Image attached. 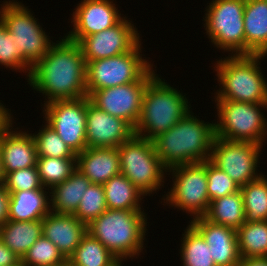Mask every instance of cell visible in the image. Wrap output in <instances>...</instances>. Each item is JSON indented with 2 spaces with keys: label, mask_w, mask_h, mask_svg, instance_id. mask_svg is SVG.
<instances>
[{
  "label": "cell",
  "mask_w": 267,
  "mask_h": 266,
  "mask_svg": "<svg viewBox=\"0 0 267 266\" xmlns=\"http://www.w3.org/2000/svg\"><path fill=\"white\" fill-rule=\"evenodd\" d=\"M56 42L32 67L28 84L47 96L45 103L86 97L87 63L79 43L66 36Z\"/></svg>",
  "instance_id": "obj_1"
},
{
  "label": "cell",
  "mask_w": 267,
  "mask_h": 266,
  "mask_svg": "<svg viewBox=\"0 0 267 266\" xmlns=\"http://www.w3.org/2000/svg\"><path fill=\"white\" fill-rule=\"evenodd\" d=\"M214 138V123H204L189 111L152 142L162 164L169 169L177 165L210 160Z\"/></svg>",
  "instance_id": "obj_2"
},
{
  "label": "cell",
  "mask_w": 267,
  "mask_h": 266,
  "mask_svg": "<svg viewBox=\"0 0 267 266\" xmlns=\"http://www.w3.org/2000/svg\"><path fill=\"white\" fill-rule=\"evenodd\" d=\"M146 215L144 210L107 209L87 225V232L122 263L144 249Z\"/></svg>",
  "instance_id": "obj_3"
},
{
  "label": "cell",
  "mask_w": 267,
  "mask_h": 266,
  "mask_svg": "<svg viewBox=\"0 0 267 266\" xmlns=\"http://www.w3.org/2000/svg\"><path fill=\"white\" fill-rule=\"evenodd\" d=\"M158 76L147 84L140 117L134 127L136 136L150 141L173 127L191 108L185 95Z\"/></svg>",
  "instance_id": "obj_4"
},
{
  "label": "cell",
  "mask_w": 267,
  "mask_h": 266,
  "mask_svg": "<svg viewBox=\"0 0 267 266\" xmlns=\"http://www.w3.org/2000/svg\"><path fill=\"white\" fill-rule=\"evenodd\" d=\"M264 56L266 55H231L218 60L215 71L222 86L214 99L267 103V81L259 66V60Z\"/></svg>",
  "instance_id": "obj_5"
},
{
  "label": "cell",
  "mask_w": 267,
  "mask_h": 266,
  "mask_svg": "<svg viewBox=\"0 0 267 266\" xmlns=\"http://www.w3.org/2000/svg\"><path fill=\"white\" fill-rule=\"evenodd\" d=\"M215 102L219 117V122L214 123L215 137L264 145L267 119L261 110L262 107L267 109V103L255 104L232 100H215Z\"/></svg>",
  "instance_id": "obj_6"
},
{
  "label": "cell",
  "mask_w": 267,
  "mask_h": 266,
  "mask_svg": "<svg viewBox=\"0 0 267 266\" xmlns=\"http://www.w3.org/2000/svg\"><path fill=\"white\" fill-rule=\"evenodd\" d=\"M118 152L121 174L142 193L147 196L163 186L164 172L168 169L157 156L152 141L134 134L118 147Z\"/></svg>",
  "instance_id": "obj_7"
},
{
  "label": "cell",
  "mask_w": 267,
  "mask_h": 266,
  "mask_svg": "<svg viewBox=\"0 0 267 266\" xmlns=\"http://www.w3.org/2000/svg\"><path fill=\"white\" fill-rule=\"evenodd\" d=\"M140 46L141 41L129 52L87 62V96L96 90L139 81L153 67L142 59Z\"/></svg>",
  "instance_id": "obj_8"
},
{
  "label": "cell",
  "mask_w": 267,
  "mask_h": 266,
  "mask_svg": "<svg viewBox=\"0 0 267 266\" xmlns=\"http://www.w3.org/2000/svg\"><path fill=\"white\" fill-rule=\"evenodd\" d=\"M244 6L245 0H212L204 19L211 42L235 56L245 55Z\"/></svg>",
  "instance_id": "obj_9"
},
{
  "label": "cell",
  "mask_w": 267,
  "mask_h": 266,
  "mask_svg": "<svg viewBox=\"0 0 267 266\" xmlns=\"http://www.w3.org/2000/svg\"><path fill=\"white\" fill-rule=\"evenodd\" d=\"M172 172L173 187L166 194V204L175 206L194 218L203 217L210 204L207 192V161L177 165L167 170Z\"/></svg>",
  "instance_id": "obj_10"
},
{
  "label": "cell",
  "mask_w": 267,
  "mask_h": 266,
  "mask_svg": "<svg viewBox=\"0 0 267 266\" xmlns=\"http://www.w3.org/2000/svg\"><path fill=\"white\" fill-rule=\"evenodd\" d=\"M1 6L0 18L14 36L15 47L34 66L49 52L54 43L49 40L48 35L24 4L9 0Z\"/></svg>",
  "instance_id": "obj_11"
},
{
  "label": "cell",
  "mask_w": 267,
  "mask_h": 266,
  "mask_svg": "<svg viewBox=\"0 0 267 266\" xmlns=\"http://www.w3.org/2000/svg\"><path fill=\"white\" fill-rule=\"evenodd\" d=\"M262 147L254 142L231 141L215 137L210 161L242 187L261 176L256 170H258Z\"/></svg>",
  "instance_id": "obj_12"
},
{
  "label": "cell",
  "mask_w": 267,
  "mask_h": 266,
  "mask_svg": "<svg viewBox=\"0 0 267 266\" xmlns=\"http://www.w3.org/2000/svg\"><path fill=\"white\" fill-rule=\"evenodd\" d=\"M45 120L77 155L87 148L86 97L44 103Z\"/></svg>",
  "instance_id": "obj_13"
},
{
  "label": "cell",
  "mask_w": 267,
  "mask_h": 266,
  "mask_svg": "<svg viewBox=\"0 0 267 266\" xmlns=\"http://www.w3.org/2000/svg\"><path fill=\"white\" fill-rule=\"evenodd\" d=\"M151 68L139 81L92 92L88 98L97 108L124 119L136 126L142 106V98L148 82L155 76Z\"/></svg>",
  "instance_id": "obj_14"
},
{
  "label": "cell",
  "mask_w": 267,
  "mask_h": 266,
  "mask_svg": "<svg viewBox=\"0 0 267 266\" xmlns=\"http://www.w3.org/2000/svg\"><path fill=\"white\" fill-rule=\"evenodd\" d=\"M139 37L131 21L123 17L114 27L85 36L79 45L87 63L129 52L140 42Z\"/></svg>",
  "instance_id": "obj_15"
},
{
  "label": "cell",
  "mask_w": 267,
  "mask_h": 266,
  "mask_svg": "<svg viewBox=\"0 0 267 266\" xmlns=\"http://www.w3.org/2000/svg\"><path fill=\"white\" fill-rule=\"evenodd\" d=\"M133 135L134 128L128 122L97 108L86 96L87 147H119Z\"/></svg>",
  "instance_id": "obj_16"
},
{
  "label": "cell",
  "mask_w": 267,
  "mask_h": 266,
  "mask_svg": "<svg viewBox=\"0 0 267 266\" xmlns=\"http://www.w3.org/2000/svg\"><path fill=\"white\" fill-rule=\"evenodd\" d=\"M111 0H83L74 9L73 29L66 36L79 43L85 36L114 27L123 18Z\"/></svg>",
  "instance_id": "obj_17"
},
{
  "label": "cell",
  "mask_w": 267,
  "mask_h": 266,
  "mask_svg": "<svg viewBox=\"0 0 267 266\" xmlns=\"http://www.w3.org/2000/svg\"><path fill=\"white\" fill-rule=\"evenodd\" d=\"M190 225L209 245L216 266H238L241 256L236 229L214 224L204 217L192 219Z\"/></svg>",
  "instance_id": "obj_18"
},
{
  "label": "cell",
  "mask_w": 267,
  "mask_h": 266,
  "mask_svg": "<svg viewBox=\"0 0 267 266\" xmlns=\"http://www.w3.org/2000/svg\"><path fill=\"white\" fill-rule=\"evenodd\" d=\"M12 122L0 133V159L4 176L15 170L36 166L37 162L36 143L32 134L12 131Z\"/></svg>",
  "instance_id": "obj_19"
},
{
  "label": "cell",
  "mask_w": 267,
  "mask_h": 266,
  "mask_svg": "<svg viewBox=\"0 0 267 266\" xmlns=\"http://www.w3.org/2000/svg\"><path fill=\"white\" fill-rule=\"evenodd\" d=\"M87 233V225L71 214L49 212L42 219V234L49 239L66 260L73 254Z\"/></svg>",
  "instance_id": "obj_20"
},
{
  "label": "cell",
  "mask_w": 267,
  "mask_h": 266,
  "mask_svg": "<svg viewBox=\"0 0 267 266\" xmlns=\"http://www.w3.org/2000/svg\"><path fill=\"white\" fill-rule=\"evenodd\" d=\"M76 168L91 183L104 184L121 174L118 147H87L76 157Z\"/></svg>",
  "instance_id": "obj_21"
},
{
  "label": "cell",
  "mask_w": 267,
  "mask_h": 266,
  "mask_svg": "<svg viewBox=\"0 0 267 266\" xmlns=\"http://www.w3.org/2000/svg\"><path fill=\"white\" fill-rule=\"evenodd\" d=\"M245 55H267V2L245 0Z\"/></svg>",
  "instance_id": "obj_22"
},
{
  "label": "cell",
  "mask_w": 267,
  "mask_h": 266,
  "mask_svg": "<svg viewBox=\"0 0 267 266\" xmlns=\"http://www.w3.org/2000/svg\"><path fill=\"white\" fill-rule=\"evenodd\" d=\"M48 192L43 189L9 193L8 220H42L50 212Z\"/></svg>",
  "instance_id": "obj_23"
},
{
  "label": "cell",
  "mask_w": 267,
  "mask_h": 266,
  "mask_svg": "<svg viewBox=\"0 0 267 266\" xmlns=\"http://www.w3.org/2000/svg\"><path fill=\"white\" fill-rule=\"evenodd\" d=\"M90 184L89 179L76 168L66 180L50 189V211L73 215Z\"/></svg>",
  "instance_id": "obj_24"
},
{
  "label": "cell",
  "mask_w": 267,
  "mask_h": 266,
  "mask_svg": "<svg viewBox=\"0 0 267 266\" xmlns=\"http://www.w3.org/2000/svg\"><path fill=\"white\" fill-rule=\"evenodd\" d=\"M42 235V220H7L0 226L2 242L21 259Z\"/></svg>",
  "instance_id": "obj_25"
},
{
  "label": "cell",
  "mask_w": 267,
  "mask_h": 266,
  "mask_svg": "<svg viewBox=\"0 0 267 266\" xmlns=\"http://www.w3.org/2000/svg\"><path fill=\"white\" fill-rule=\"evenodd\" d=\"M107 209L142 210V193L126 176L119 174L103 184ZM140 202V203H139Z\"/></svg>",
  "instance_id": "obj_26"
},
{
  "label": "cell",
  "mask_w": 267,
  "mask_h": 266,
  "mask_svg": "<svg viewBox=\"0 0 267 266\" xmlns=\"http://www.w3.org/2000/svg\"><path fill=\"white\" fill-rule=\"evenodd\" d=\"M203 217L214 224L237 230L245 222L241 191L212 200Z\"/></svg>",
  "instance_id": "obj_27"
},
{
  "label": "cell",
  "mask_w": 267,
  "mask_h": 266,
  "mask_svg": "<svg viewBox=\"0 0 267 266\" xmlns=\"http://www.w3.org/2000/svg\"><path fill=\"white\" fill-rule=\"evenodd\" d=\"M69 266H119L122 264L99 240L88 232L68 258Z\"/></svg>",
  "instance_id": "obj_28"
},
{
  "label": "cell",
  "mask_w": 267,
  "mask_h": 266,
  "mask_svg": "<svg viewBox=\"0 0 267 266\" xmlns=\"http://www.w3.org/2000/svg\"><path fill=\"white\" fill-rule=\"evenodd\" d=\"M236 233L241 257H267V220L244 222Z\"/></svg>",
  "instance_id": "obj_29"
},
{
  "label": "cell",
  "mask_w": 267,
  "mask_h": 266,
  "mask_svg": "<svg viewBox=\"0 0 267 266\" xmlns=\"http://www.w3.org/2000/svg\"><path fill=\"white\" fill-rule=\"evenodd\" d=\"M267 176L259 178L240 187L243 197L245 222L267 220Z\"/></svg>",
  "instance_id": "obj_30"
},
{
  "label": "cell",
  "mask_w": 267,
  "mask_h": 266,
  "mask_svg": "<svg viewBox=\"0 0 267 266\" xmlns=\"http://www.w3.org/2000/svg\"><path fill=\"white\" fill-rule=\"evenodd\" d=\"M183 236L180 247L183 266H216L209 245L190 224Z\"/></svg>",
  "instance_id": "obj_31"
},
{
  "label": "cell",
  "mask_w": 267,
  "mask_h": 266,
  "mask_svg": "<svg viewBox=\"0 0 267 266\" xmlns=\"http://www.w3.org/2000/svg\"><path fill=\"white\" fill-rule=\"evenodd\" d=\"M36 167L43 187L49 191L72 174L76 158L37 157Z\"/></svg>",
  "instance_id": "obj_32"
},
{
  "label": "cell",
  "mask_w": 267,
  "mask_h": 266,
  "mask_svg": "<svg viewBox=\"0 0 267 266\" xmlns=\"http://www.w3.org/2000/svg\"><path fill=\"white\" fill-rule=\"evenodd\" d=\"M65 263H67V260L56 245L43 235L21 259L22 266H62Z\"/></svg>",
  "instance_id": "obj_33"
},
{
  "label": "cell",
  "mask_w": 267,
  "mask_h": 266,
  "mask_svg": "<svg viewBox=\"0 0 267 266\" xmlns=\"http://www.w3.org/2000/svg\"><path fill=\"white\" fill-rule=\"evenodd\" d=\"M39 129L38 134H33L36 143L37 157L76 158L77 155L60 138L57 132L48 124Z\"/></svg>",
  "instance_id": "obj_34"
},
{
  "label": "cell",
  "mask_w": 267,
  "mask_h": 266,
  "mask_svg": "<svg viewBox=\"0 0 267 266\" xmlns=\"http://www.w3.org/2000/svg\"><path fill=\"white\" fill-rule=\"evenodd\" d=\"M105 210H107V203L103 185L91 183L82 195L79 206L73 215L88 225Z\"/></svg>",
  "instance_id": "obj_35"
},
{
  "label": "cell",
  "mask_w": 267,
  "mask_h": 266,
  "mask_svg": "<svg viewBox=\"0 0 267 266\" xmlns=\"http://www.w3.org/2000/svg\"><path fill=\"white\" fill-rule=\"evenodd\" d=\"M0 64L11 70H25L27 77L30 75L32 65L24 58L23 54L15 47L14 36L10 34L5 23L0 18ZM27 70V71H26Z\"/></svg>",
  "instance_id": "obj_36"
},
{
  "label": "cell",
  "mask_w": 267,
  "mask_h": 266,
  "mask_svg": "<svg viewBox=\"0 0 267 266\" xmlns=\"http://www.w3.org/2000/svg\"><path fill=\"white\" fill-rule=\"evenodd\" d=\"M207 192L210 202L225 195L240 191V186L210 160L207 161Z\"/></svg>",
  "instance_id": "obj_37"
},
{
  "label": "cell",
  "mask_w": 267,
  "mask_h": 266,
  "mask_svg": "<svg viewBox=\"0 0 267 266\" xmlns=\"http://www.w3.org/2000/svg\"><path fill=\"white\" fill-rule=\"evenodd\" d=\"M3 185L8 193L23 190L48 189L43 187L36 166L7 173L4 176Z\"/></svg>",
  "instance_id": "obj_38"
},
{
  "label": "cell",
  "mask_w": 267,
  "mask_h": 266,
  "mask_svg": "<svg viewBox=\"0 0 267 266\" xmlns=\"http://www.w3.org/2000/svg\"><path fill=\"white\" fill-rule=\"evenodd\" d=\"M22 265L21 258L12 252L0 238V266Z\"/></svg>",
  "instance_id": "obj_39"
},
{
  "label": "cell",
  "mask_w": 267,
  "mask_h": 266,
  "mask_svg": "<svg viewBox=\"0 0 267 266\" xmlns=\"http://www.w3.org/2000/svg\"><path fill=\"white\" fill-rule=\"evenodd\" d=\"M9 193L0 184V226L8 220Z\"/></svg>",
  "instance_id": "obj_40"
},
{
  "label": "cell",
  "mask_w": 267,
  "mask_h": 266,
  "mask_svg": "<svg viewBox=\"0 0 267 266\" xmlns=\"http://www.w3.org/2000/svg\"><path fill=\"white\" fill-rule=\"evenodd\" d=\"M238 266H267V257H241Z\"/></svg>",
  "instance_id": "obj_41"
},
{
  "label": "cell",
  "mask_w": 267,
  "mask_h": 266,
  "mask_svg": "<svg viewBox=\"0 0 267 266\" xmlns=\"http://www.w3.org/2000/svg\"><path fill=\"white\" fill-rule=\"evenodd\" d=\"M12 120V116L5 106L0 103V133L2 129Z\"/></svg>",
  "instance_id": "obj_42"
},
{
  "label": "cell",
  "mask_w": 267,
  "mask_h": 266,
  "mask_svg": "<svg viewBox=\"0 0 267 266\" xmlns=\"http://www.w3.org/2000/svg\"><path fill=\"white\" fill-rule=\"evenodd\" d=\"M3 182H4V174H3L2 163L0 159V184H3Z\"/></svg>",
  "instance_id": "obj_43"
}]
</instances>
